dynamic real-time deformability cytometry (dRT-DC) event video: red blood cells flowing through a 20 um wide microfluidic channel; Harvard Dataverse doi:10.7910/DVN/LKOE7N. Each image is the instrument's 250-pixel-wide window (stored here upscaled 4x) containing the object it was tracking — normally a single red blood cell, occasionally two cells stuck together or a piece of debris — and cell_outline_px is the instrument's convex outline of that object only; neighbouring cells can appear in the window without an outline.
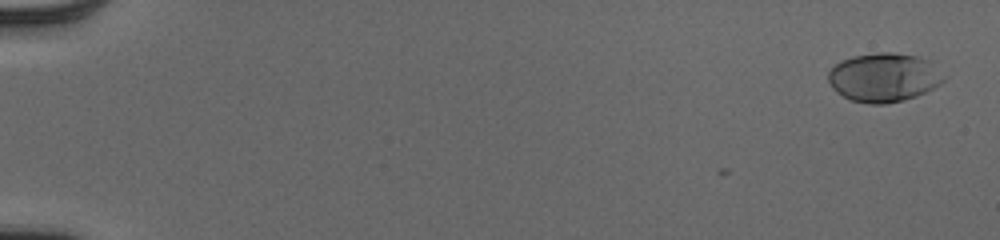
{"species": "human", "species_latin": "Homo sapiens", "temperature_condition": "cold", "stored_images_in_passage": 54, "camera_frame_rate_fps": 3000, "um_per_image_px": 0.085, "donor": {"sex": "male"}, "frame": {"image": 1, "passage_image": 2, "time_ms": 0.333, "image_size_px": [1000, 240], "cell_outline_px": [[948, 76], [940, 84], [916, 96], [904, 100], [884, 104], [872, 104], [852, 100], [836, 92], [832, 88], [828, 80], [828, 72], [840, 60], [852, 56], [880, 52], [892, 52], [920, 56], [932, 60]], "centroid_in_image_um": [75.18, 6.56], "position_along_channel_um": 9.8, "area_um2": 33.35}}
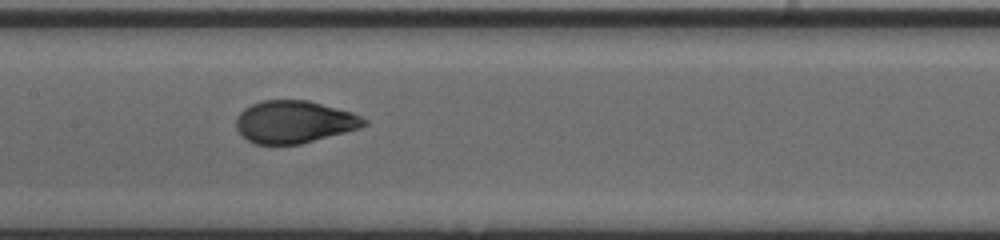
{"frame": {"image": 2, "passage_image": 29, "time_ms": 9.333, "image_size_px": [1000, 240], "cell_outline_px": [[368, 124], [360, 128], [300, 144], [256, 144], [248, 140], [236, 128], [236, 116], [244, 108], [252, 104], [264, 100], [308, 100], [352, 112], [368, 120]], "centroid_in_image_um": [25.01, 10.35], "position_along_channel_um": 182.4, "area_um2": 31.5}}
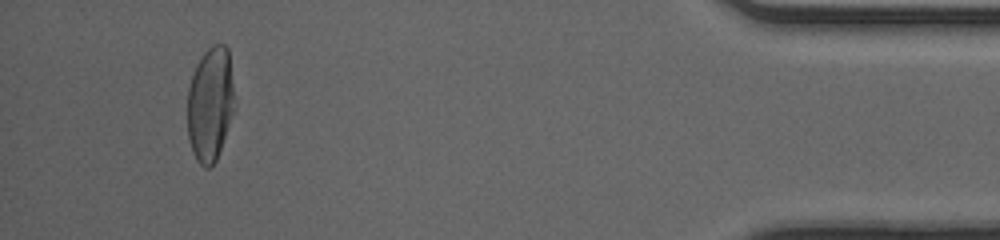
{"frame": {"image": 3, "passage_image": 51, "time_ms": 16.667, "image_size_px": [1000, 240], "cell_outline_px": [[232, 112], [216, 160], [208, 168], [204, 168], [196, 160], [192, 152], [188, 136], [188, 88], [196, 64], [204, 52], [212, 44], [224, 44], [228, 48], [232, 84]], "centroid_in_image_um": [17.83, 8.83], "position_along_channel_um": 417.4, "area_um2": 30.63}, "authors_computed_cell_mechanics": {"area_um2": 32.1368, "velocity_mm_per_s": 3.9903, "shape_relaxation_time_tau1_ms": 3.6822, "shape_relaxation_time_tau2_ms": null, "deformation_change_tau1": 0.1826, "deformation_change_tau2": null}}